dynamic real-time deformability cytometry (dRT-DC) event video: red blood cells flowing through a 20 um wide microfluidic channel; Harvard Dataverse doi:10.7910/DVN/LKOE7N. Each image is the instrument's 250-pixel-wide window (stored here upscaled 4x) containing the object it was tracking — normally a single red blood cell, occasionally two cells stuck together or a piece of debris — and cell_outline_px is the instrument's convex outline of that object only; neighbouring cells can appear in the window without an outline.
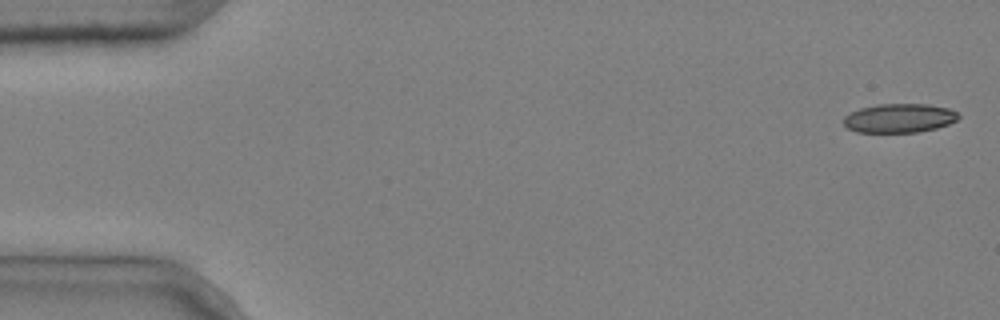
{"species": "common noctule bat (a hibernating species)", "species_latin": "Nyctalus noctula", "temperature_condition": "cold", "stored_images_in_passage": 6, "camera_frame_rate_fps": 3000, "um_per_image_px": 0.085, "animal": {"sex": "male", "body_mass_g": 20.4}, "frame": {"image": 1, "passage_image": 1, "time_ms": 0.0, "image_size_px": [1000, 320], "cell_outline_px": [[960, 116], [956, 120], [948, 124], [936, 128], [916, 132], [856, 132], [848, 128], [844, 124], [844, 116], [860, 108], [876, 104], [928, 104], [948, 108], [956, 112]], "centroid_in_image_um": [76.43, 10.04], "position_along_channel_um": 8.6, "area_um2": 19.31}}